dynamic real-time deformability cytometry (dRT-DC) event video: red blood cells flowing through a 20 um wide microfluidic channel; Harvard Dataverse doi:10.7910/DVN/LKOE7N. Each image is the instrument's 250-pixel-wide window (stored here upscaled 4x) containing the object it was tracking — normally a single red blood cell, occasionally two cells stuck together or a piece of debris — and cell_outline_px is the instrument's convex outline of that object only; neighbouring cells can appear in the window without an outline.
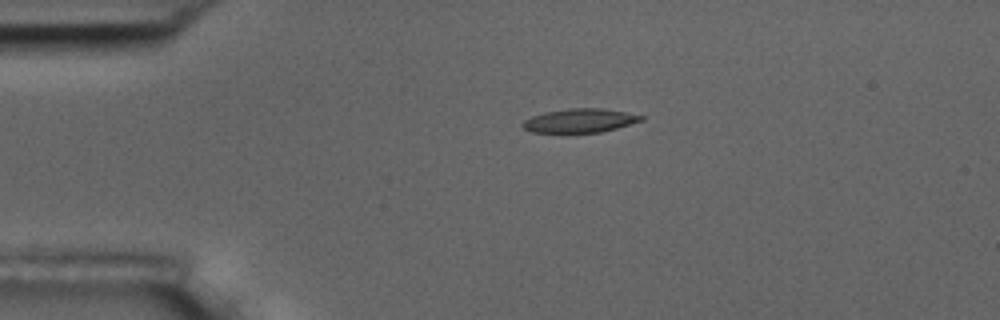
{"species": "common noctule bat (a hibernating species)", "species_latin": "Nyctalus noctula", "temperature_condition": "room temperature", "stored_images_in_passage": 2, "camera_frame_rate_fps": 3000, "um_per_image_px": 0.085, "animal": {"sex": "male", "body_mass_g": 17.5, "forearm_length_mm": 52.3}, "frame": {"image": 1, "passage_image": 1, "time_ms": 0.0, "image_size_px": [1000, 320], "cell_outline_px": [[644, 120], [616, 128], [600, 132], [532, 132], [524, 128], [520, 124], [524, 120], [532, 116], [544, 112], [568, 108], [604, 108], [644, 116]], "centroid_in_image_um": [49.27, 10.24], "position_along_channel_um": 35.7, "area_um2": 16.36}}